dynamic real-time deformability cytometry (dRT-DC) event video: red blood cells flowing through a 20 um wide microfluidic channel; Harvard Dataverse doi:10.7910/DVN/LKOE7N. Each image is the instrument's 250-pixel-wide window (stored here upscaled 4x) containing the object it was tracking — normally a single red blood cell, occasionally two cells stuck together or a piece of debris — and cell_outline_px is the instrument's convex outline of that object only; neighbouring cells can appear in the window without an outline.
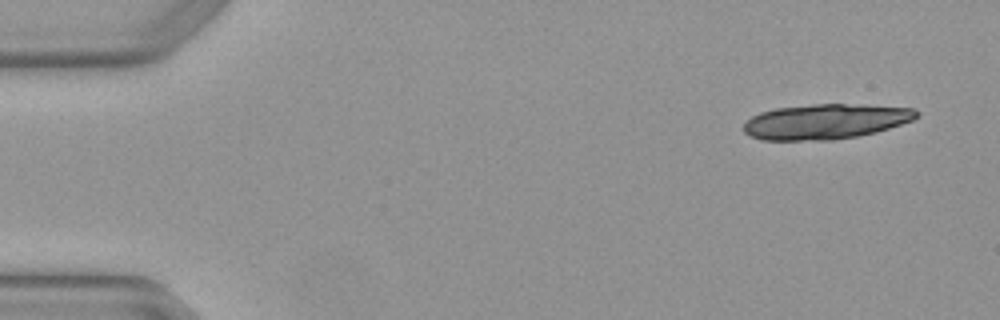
{"species": "Egyptian fruit bat (a non-hibernating species)", "species_latin": "Rousettus aegyptiacus", "temperature_condition": "warm", "stored_images_in_passage": 5, "camera_frame_rate_fps": 3000, "um_per_image_px": 0.085, "animal": {"sex": "female"}, "frame": {"image": 1, "passage_image": 1, "time_ms": 0.0, "image_size_px": [1000, 320], "cell_outline_px": [[920, 112], [912, 120], [876, 132], [856, 136], [832, 140], [760, 140], [744, 132], [744, 124], [752, 116], [760, 112], [776, 108], [812, 104], [844, 104], [916, 108]], "centroid_in_image_um": [70.15, 10.33], "position_along_channel_um": 14.9, "area_um2": 35.14}}
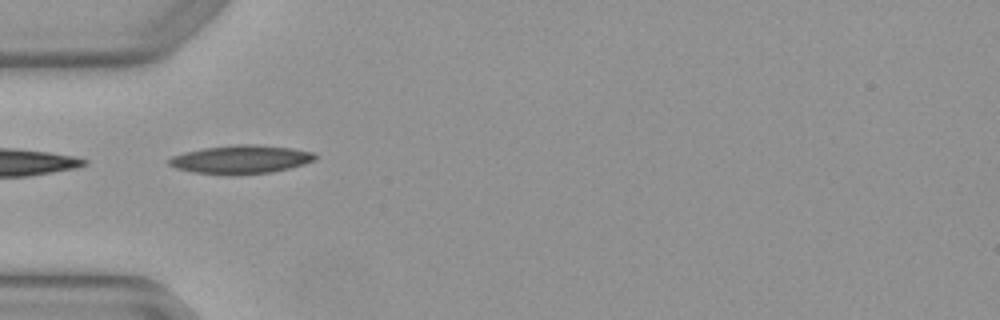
{"frame": {"image": 2, "passage_image": 4, "time_ms": 1.0, "image_size_px": [1000, 320], "cell_outline_px": [[316, 160], [304, 164], [272, 172], [236, 176], [224, 176], [192, 172], [176, 168], [168, 164], [168, 160], [172, 156], [184, 152], [204, 148], [236, 144], [256, 144], [292, 148], [312, 152], [316, 156]], "centroid_in_image_um": [20.45, 13.57], "position_along_channel_um": 64.6, "area_um2": 24.62}}
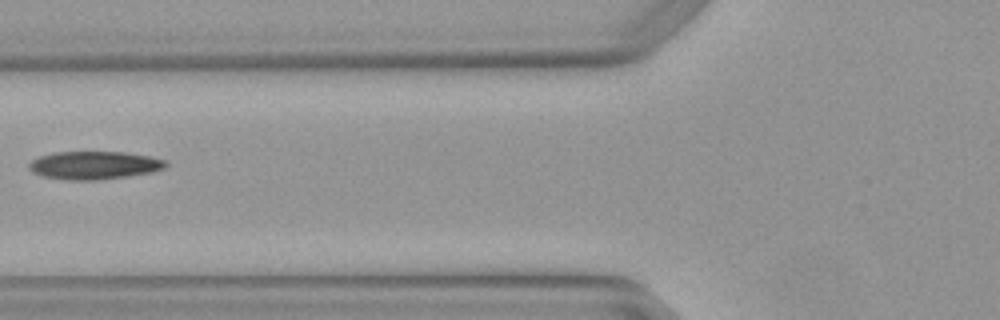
{"frame": {"image": 3, "passage_image": 5, "time_ms": 1.333, "image_size_px": [1000, 320], "cell_outline_px": [[168, 164], [164, 168], [152, 172], [128, 176], [96, 180], [72, 180], [40, 176], [32, 172], [28, 168], [28, 164], [32, 160], [40, 156], [56, 152], [124, 152], [148, 156], [164, 160]], "centroid_in_image_um": [7.98, 14.05], "position_along_channel_um": 117.8, "area_um2": 22.25}}